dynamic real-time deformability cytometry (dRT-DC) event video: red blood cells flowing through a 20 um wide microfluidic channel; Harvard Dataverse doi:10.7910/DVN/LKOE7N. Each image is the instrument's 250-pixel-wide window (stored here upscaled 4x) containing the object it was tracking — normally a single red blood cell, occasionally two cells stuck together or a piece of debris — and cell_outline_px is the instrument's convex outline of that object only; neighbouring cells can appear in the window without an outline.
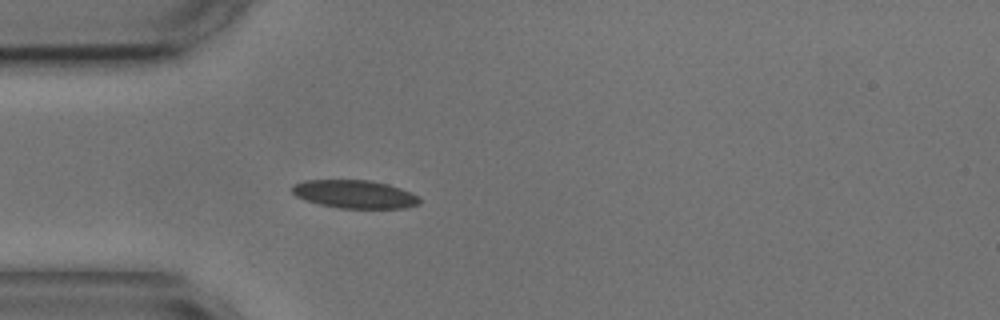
{"species": "common noctule bat (a hibernating species)", "species_latin": "Nyctalus noctula", "temperature_condition": "cold", "stored_images_in_passage": 1, "camera_frame_rate_fps": 3000, "um_per_image_px": 0.085, "animal": {"sex": "male", "body_mass_g": 17.9, "forearm_length_mm": 54.2}, "frame": {"image": 1, "passage_image": 1, "time_ms": 0.0, "image_size_px": [1000, 320], "cell_outline_px": [[420, 204], [408, 208], [340, 208], [320, 204], [304, 200], [296, 196], [292, 192], [292, 184], [304, 180], [368, 180], [388, 184], [412, 192], [420, 196]], "centroid_in_image_um": [30.17, 16.5], "position_along_channel_um": 54.8, "area_um2": 21.1}}